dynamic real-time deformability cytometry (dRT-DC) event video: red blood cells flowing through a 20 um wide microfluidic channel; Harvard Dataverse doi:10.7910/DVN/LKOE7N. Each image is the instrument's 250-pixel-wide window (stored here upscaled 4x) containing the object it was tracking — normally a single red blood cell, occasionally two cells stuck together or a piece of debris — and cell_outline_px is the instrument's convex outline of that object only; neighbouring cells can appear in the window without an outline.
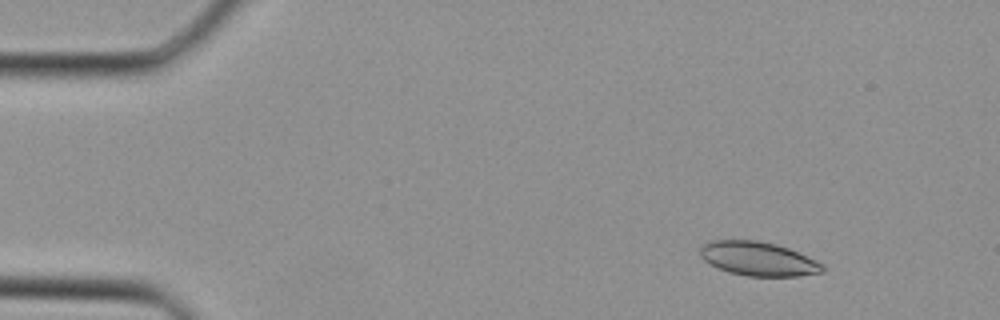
{"species": "Egyptian fruit bat (a non-hibernating species)", "species_latin": "Rousettus aegyptiacus", "temperature_condition": "cold", "stored_images_in_passage": 34, "camera_frame_rate_fps": 3000, "um_per_image_px": 0.085, "animal": {"sex": "female"}, "frame": {"image": 1, "passage_image": 1, "time_ms": 0.0, "image_size_px": [1000, 320], "cell_outline_px": [[824, 272], [796, 276], [748, 276], [728, 272], [704, 260], [700, 256], [700, 244], [712, 240], [756, 240], [776, 244], [788, 248], [816, 260], [824, 264]], "centroid_in_image_um": [64.44, 21.99], "position_along_channel_um": 20.6, "area_um2": 24.22}}
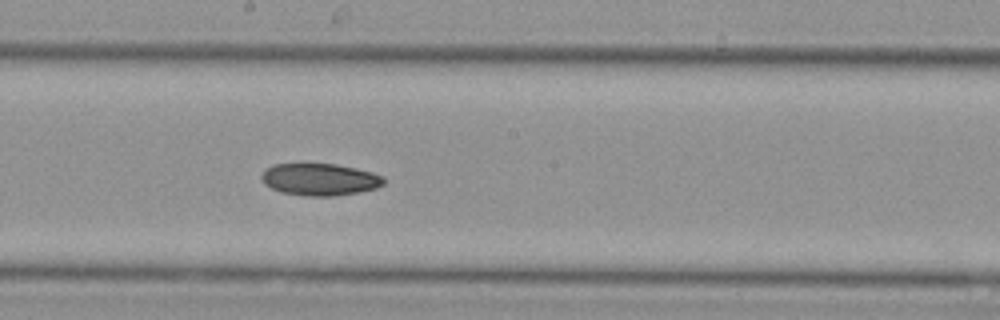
{"frame": {"image": 2, "passage_image": 17, "time_ms": 5.333, "image_size_px": [1000, 320], "cell_outline_px": [[384, 184], [376, 188], [360, 192], [332, 196], [308, 196], [280, 192], [264, 184], [260, 176], [272, 164], [336, 164], [356, 168], [372, 172], [384, 176]], "centroid_in_image_um": [27.2, 15.25], "position_along_channel_um": 221.0, "area_um2": 22.83}}
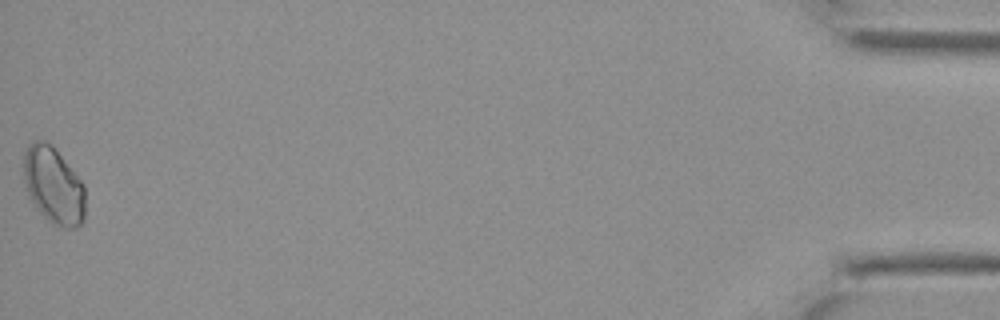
{"frame": {"image": 3, "passage_image": 34, "time_ms": 11.0, "image_size_px": [1000, 320], "cell_outline_px": [[84, 220], [76, 228], [60, 228], [52, 224], [40, 212], [32, 200], [28, 192], [24, 180], [24, 152], [28, 144], [32, 140], [44, 140], [60, 156], [84, 184]], "centroid_in_image_um": [4.54, 15.8], "position_along_channel_um": 430.7, "area_um2": 27.11}}